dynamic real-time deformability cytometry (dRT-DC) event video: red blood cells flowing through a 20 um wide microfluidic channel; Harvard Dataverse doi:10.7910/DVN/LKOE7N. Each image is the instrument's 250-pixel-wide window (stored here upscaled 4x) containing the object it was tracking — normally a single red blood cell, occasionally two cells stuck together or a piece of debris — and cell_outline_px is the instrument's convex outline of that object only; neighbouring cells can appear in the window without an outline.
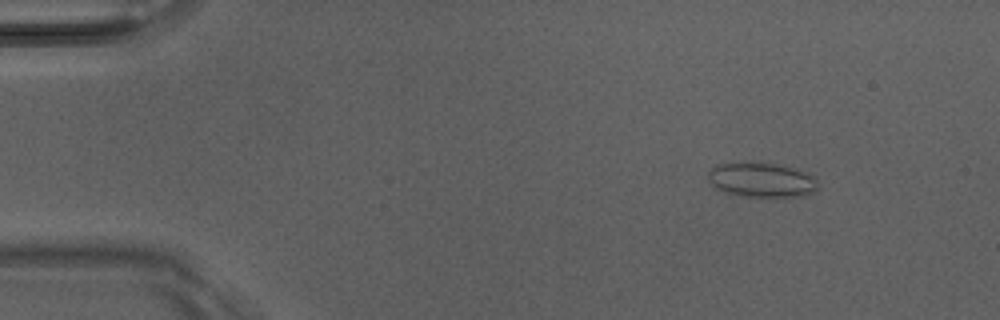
{"species": "Egyptian fruit bat (a non-hibernating species)", "species_latin": "Rousettus aegyptiacus", "temperature_condition": "room temperature", "stored_images_in_passage": 6, "camera_frame_rate_fps": 3000, "um_per_image_px": 0.085, "animal": {"sex": "male"}, "frame": {"image": 1, "passage_image": 1, "time_ms": 0.0, "image_size_px": [1000, 320], "cell_outline_px": [[820, 184], [816, 192], [804, 196], [740, 196], [724, 192], [716, 188], [708, 180], [708, 172], [716, 164], [772, 164], [792, 168], [808, 172], [816, 176]], "centroid_in_image_um": [64.81, 15.32], "position_along_channel_um": 20.2, "area_um2": 21.96}}